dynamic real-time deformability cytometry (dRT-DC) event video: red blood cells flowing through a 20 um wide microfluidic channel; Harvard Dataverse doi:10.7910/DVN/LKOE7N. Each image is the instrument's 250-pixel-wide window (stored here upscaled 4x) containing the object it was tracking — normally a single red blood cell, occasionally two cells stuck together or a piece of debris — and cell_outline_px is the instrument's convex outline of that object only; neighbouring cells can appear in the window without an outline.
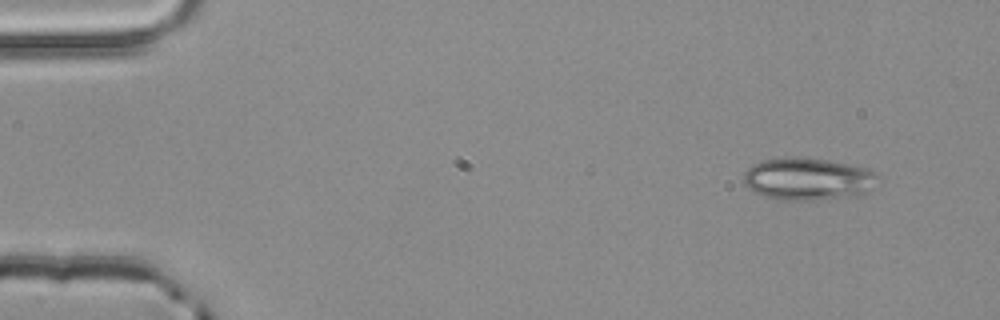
{"species": "common noctule bat (a hibernating species)", "species_latin": "Nyctalus noctula", "temperature_condition": "room temperature", "stored_images_in_passage": 3, "camera_frame_rate_fps": 3000, "um_per_image_px": 0.085, "animal": {"sex": "male", "body_mass_g": 20.4}, "frame": {"image": 1, "passage_image": 1, "time_ms": 0.0, "image_size_px": [1000, 320], "cell_outline_px": [[880, 176], [868, 192], [860, 196], [816, 200], [776, 200], [764, 196], [756, 192], [744, 184], [744, 172], [752, 164], [760, 160], [788, 156], [796, 156], [828, 160], [848, 164], [864, 168]], "centroid_in_image_um": [68.66, 15.21], "position_along_channel_um": 16.3, "area_um2": 33.52}}